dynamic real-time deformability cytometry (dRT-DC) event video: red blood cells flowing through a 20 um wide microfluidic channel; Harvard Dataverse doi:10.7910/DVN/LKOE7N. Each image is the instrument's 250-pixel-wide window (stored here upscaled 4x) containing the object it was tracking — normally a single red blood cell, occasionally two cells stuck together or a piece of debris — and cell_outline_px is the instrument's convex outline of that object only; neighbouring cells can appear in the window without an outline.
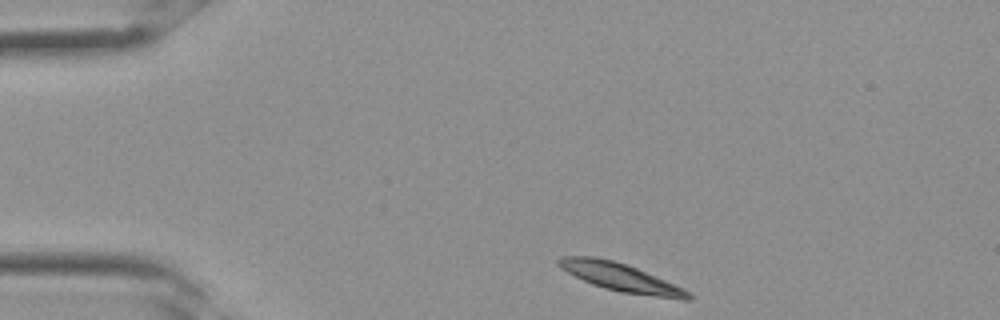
{"species": "Egyptian fruit bat (a non-hibernating species)", "species_latin": "Rousettus aegyptiacus", "temperature_condition": "room temperature", "stored_images_in_passage": 29, "camera_frame_rate_fps": 3000, "um_per_image_px": 0.085, "frame": {"image": 1, "passage_image": 1, "time_ms": 0.0, "image_size_px": [1000, 320], "cell_outline_px": [[692, 300], [680, 300], [624, 292], [604, 288], [592, 284], [568, 272], [556, 264], [556, 260], [560, 256], [596, 256], [612, 260], [636, 268], [684, 288], [692, 296]], "centroid_in_image_um": [52.76, 23.57], "position_along_channel_um": 32.2, "area_um2": 20.98}}
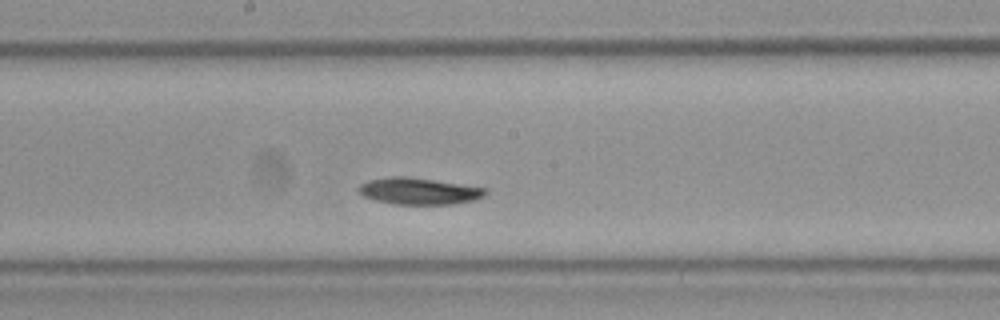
{"frame": {"image": 2, "passage_image": 13, "time_ms": 4.0, "image_size_px": [1000, 320], "cell_outline_px": [[488, 192], [484, 196], [476, 200], [452, 204], [392, 204], [376, 200], [364, 196], [360, 192], [360, 184], [368, 180], [392, 176], [404, 176], [488, 188]], "centroid_in_image_um": [35.65, 16.25], "position_along_channel_um": 212.6, "area_um2": 19.54}}
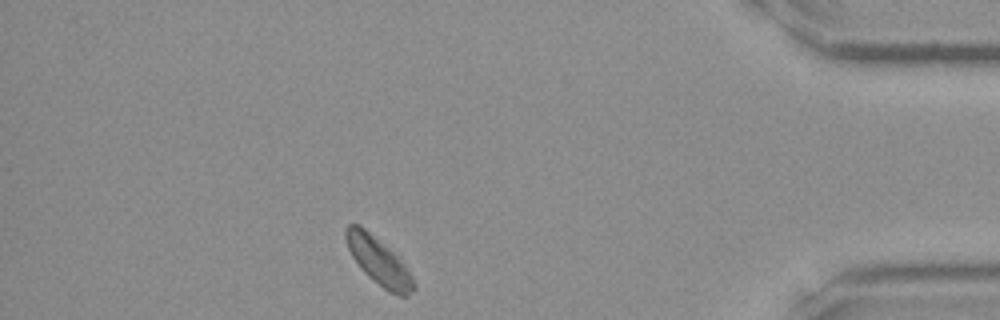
{"frame": {"image": 3, "passage_image": 25, "time_ms": 8.0, "image_size_px": [1000, 320], "cell_outline_px": [[416, 288], [408, 296], [400, 296], [388, 292], [368, 276], [360, 268], [352, 256], [348, 248], [344, 236], [344, 228], [348, 224], [360, 224], [392, 252], [412, 276], [416, 284]], "centroid_in_image_um": [32.16, 22.21], "position_along_channel_um": 403.0, "area_um2": 18.44}}